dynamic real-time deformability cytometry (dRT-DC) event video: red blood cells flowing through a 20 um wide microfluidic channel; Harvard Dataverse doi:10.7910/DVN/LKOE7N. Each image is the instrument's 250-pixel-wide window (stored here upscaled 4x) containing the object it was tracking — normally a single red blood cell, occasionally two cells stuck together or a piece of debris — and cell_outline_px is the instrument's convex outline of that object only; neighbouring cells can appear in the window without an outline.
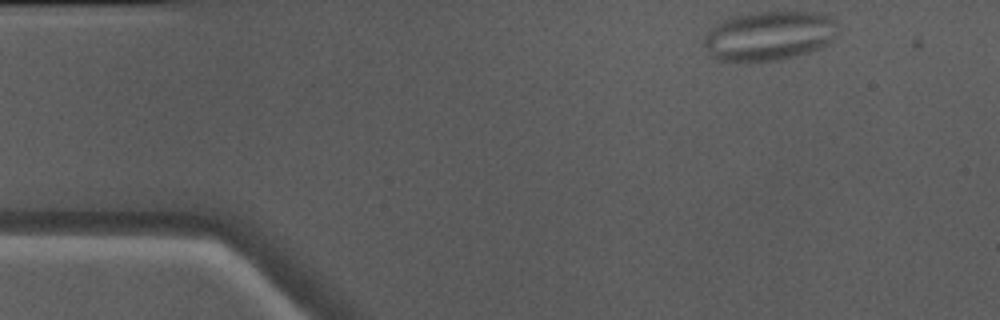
{"species": "Egyptian fruit bat (a non-hibernating species)", "species_latin": "Rousettus aegyptiacus", "temperature_condition": "warm", "stored_images_in_passage": 45, "camera_frame_rate_fps": 3000, "um_per_image_px": 0.085, "animal": {"sex": "male"}, "frame": {"image": 1, "passage_image": 1, "time_ms": 0.0, "image_size_px": [1000, 320], "cell_outline_px": [[836, 36], [828, 44], [820, 48], [796, 56], [780, 60], [716, 60], [708, 56], [704, 44], [704, 40], [708, 32], [716, 24], [732, 16], [760, 12], [812, 12], [828, 16], [836, 20]], "centroid_in_image_um": [65.38, 3.04], "position_along_channel_um": 19.6, "area_um2": 38.26}}
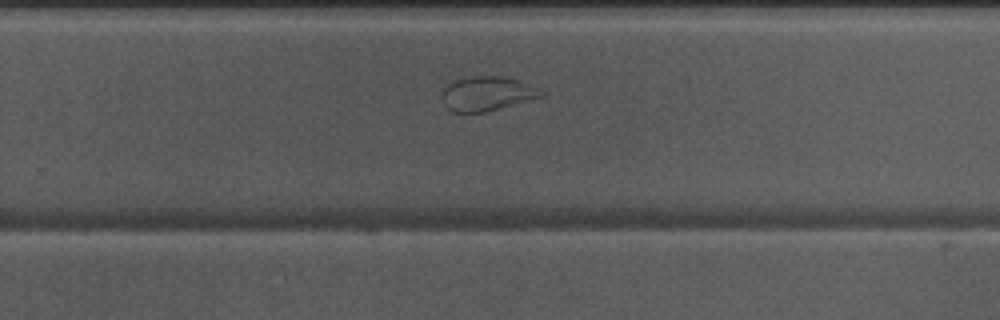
{"frame": {"image": 2, "passage_image": 27, "time_ms": 8.667, "image_size_px": [1000, 320], "cell_outline_px": [[548, 92], [544, 96], [484, 112], [452, 112], [444, 104], [440, 96], [444, 88], [452, 80], [468, 76], [504, 76], [520, 80], [540, 88]], "centroid_in_image_um": [41.41, 7.94], "position_along_channel_um": 288.4, "area_um2": 20.17}}
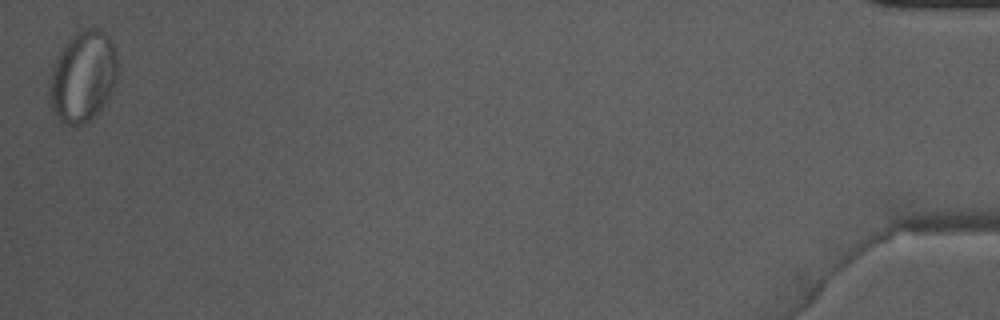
{"frame": {"image": 3, "passage_image": 45, "time_ms": 14.667, "image_size_px": [1000, 320], "cell_outline_px": [[116, 80], [108, 96], [100, 108], [88, 120], [80, 124], [64, 124], [56, 116], [52, 108], [48, 92], [48, 76], [52, 64], [56, 56], [64, 44], [72, 36], [88, 28], [96, 28], [104, 32], [112, 40], [116, 56]], "centroid_in_image_um": [6.99, 6.47], "position_along_channel_um": 428.2, "area_um2": 35.84}}